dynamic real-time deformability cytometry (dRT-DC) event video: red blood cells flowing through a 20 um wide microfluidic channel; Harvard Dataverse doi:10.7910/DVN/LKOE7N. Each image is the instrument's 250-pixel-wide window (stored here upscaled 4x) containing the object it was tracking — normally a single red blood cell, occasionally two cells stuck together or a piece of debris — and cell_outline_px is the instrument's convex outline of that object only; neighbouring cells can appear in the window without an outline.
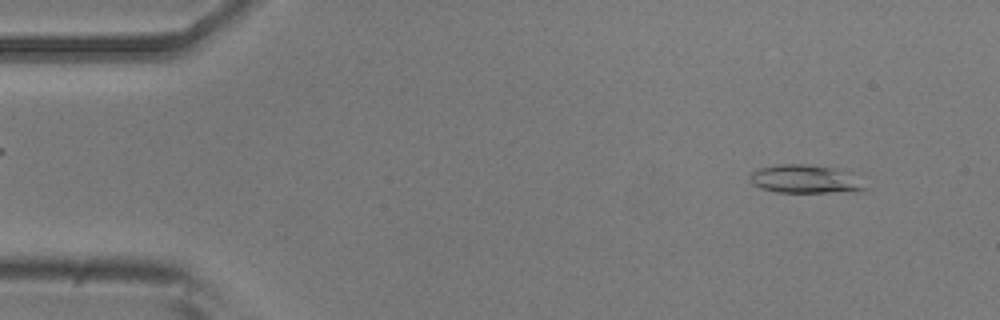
{"species": "common noctule bat (a hibernating species)", "species_latin": "Nyctalus noctula", "temperature_condition": "room temperature", "stored_images_in_passage": 51, "camera_frame_rate_fps": 3000, "um_per_image_px": 0.085, "animal": {"sex": "male", "body_mass_g": 20.5, "forearm_length_mm": 52.5}, "frame": {"image": 1, "passage_image": 4, "time_ms": 1.0, "image_size_px": [1000, 320], "cell_outline_px": [[868, 188], [828, 192], [776, 192], [760, 188], [752, 184], [752, 172], [760, 168], [780, 164], [808, 164], [836, 168], [852, 172]], "centroid_in_image_um": [68.44, 15.2], "position_along_channel_um": 16.6, "area_um2": 18.73}}
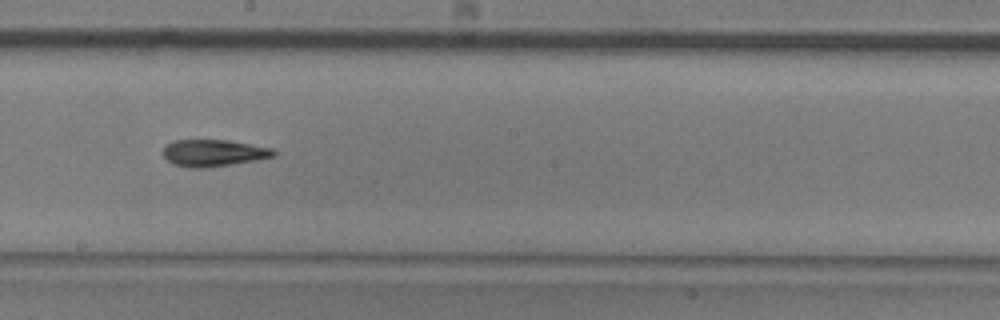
{"frame": {"image": 2, "passage_image": 28, "time_ms": 9.0, "image_size_px": [1000, 320], "cell_outline_px": [[276, 156], [256, 160], [200, 168], [188, 168], [172, 164], [164, 156], [164, 148], [168, 144], [176, 140], [228, 140], [272, 148], [276, 152]], "centroid_in_image_um": [18.16, 13.0], "position_along_channel_um": 230.0, "area_um2": 17.05}}
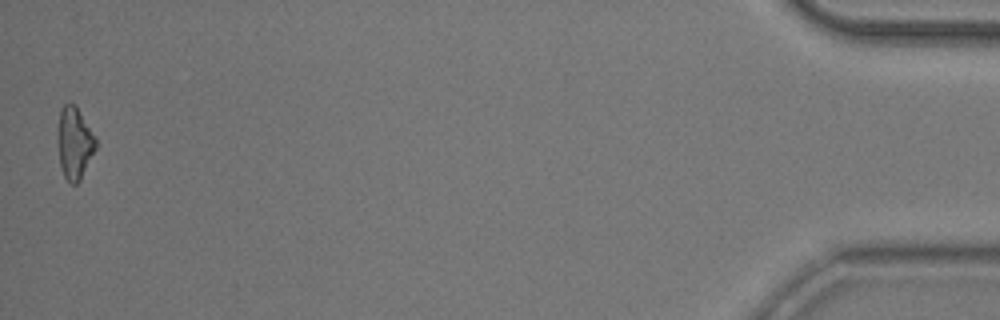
{"frame": {"image": 3, "passage_image": 51, "time_ms": 16.667, "image_size_px": [1000, 320], "cell_outline_px": [[96, 148], [80, 180], [76, 184], [72, 184], [64, 176], [60, 164], [56, 140], [56, 132], [60, 108], [64, 104], [76, 104], [96, 136]], "centroid_in_image_um": [6.31, 12.11], "position_along_channel_um": 428.9, "area_um2": 16.36}, "authors_computed_cell_mechanics": {"area_um2": 16.9354, "velocity_mm_per_s": 3.842, "shape_relaxation_time_tau1_ms": 4.7584, "shape_relaxation_time_tau2_ms": 6.2497, "deformation_change_tau1": 0.1518, "deformation_change_tau2": 0.1729}}